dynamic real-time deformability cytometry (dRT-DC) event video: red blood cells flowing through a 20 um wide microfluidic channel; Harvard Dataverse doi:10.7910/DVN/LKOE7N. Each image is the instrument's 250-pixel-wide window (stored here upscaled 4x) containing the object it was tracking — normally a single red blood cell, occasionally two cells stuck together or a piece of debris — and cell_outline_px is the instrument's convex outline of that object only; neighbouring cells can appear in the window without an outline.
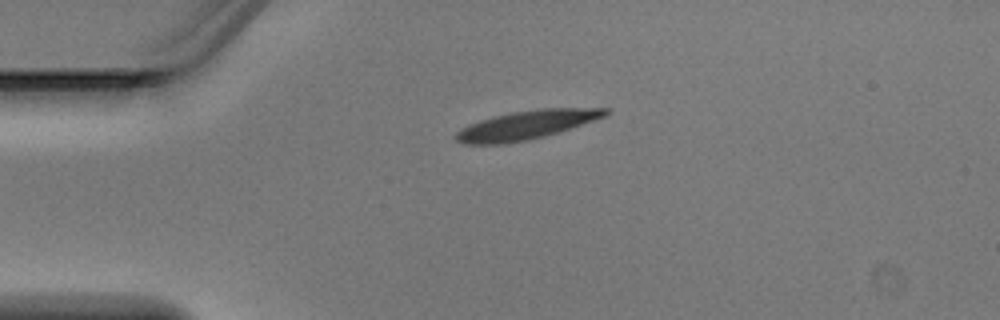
{"species": "Egyptian fruit bat (a non-hibernating species)", "species_latin": "Rousettus aegyptiacus", "temperature_condition": "warm", "stored_images_in_passage": 3, "camera_frame_rate_fps": 3000, "um_per_image_px": 0.085, "animal": {"sex": "male"}, "frame": {"image": 1, "passage_image": 1, "time_ms": 0.0, "image_size_px": [1000, 320], "cell_outline_px": [[612, 112], [608, 116], [560, 132], [528, 140], [504, 144], [464, 144], [456, 140], [452, 136], [460, 128], [468, 124], [492, 116], [512, 112], [536, 108], [612, 108]], "centroid_in_image_um": [44.78, 10.61], "position_along_channel_um": 40.2, "area_um2": 25.61}}
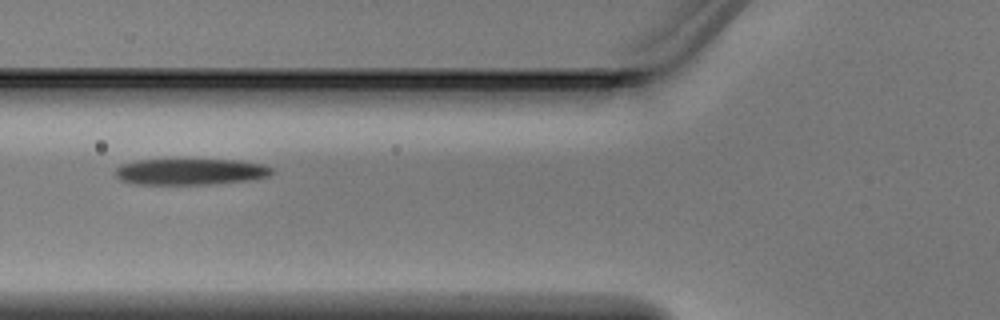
{"frame": {"image": 2, "passage_image": 3, "time_ms": 0.667, "image_size_px": [1000, 320], "cell_outline_px": [[272, 172], [268, 176], [252, 180], [208, 184], [136, 184], [120, 180], [116, 176], [116, 168], [124, 164], [136, 160], [240, 160], [264, 164], [272, 168]], "centroid_in_image_um": [16.22, 14.59], "position_along_channel_um": 109.6, "area_um2": 23.81}}